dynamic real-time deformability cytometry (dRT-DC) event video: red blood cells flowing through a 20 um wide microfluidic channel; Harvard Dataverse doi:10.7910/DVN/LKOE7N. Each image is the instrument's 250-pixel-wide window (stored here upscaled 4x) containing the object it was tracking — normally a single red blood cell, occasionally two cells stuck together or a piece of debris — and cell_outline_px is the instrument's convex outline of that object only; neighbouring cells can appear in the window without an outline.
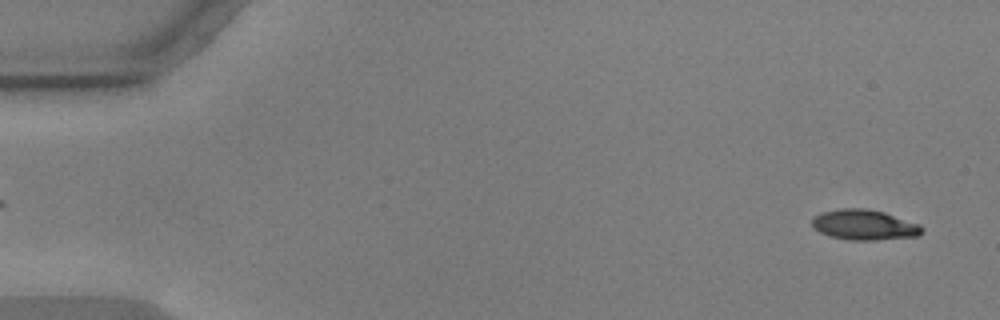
{"species": "common noctule bat (a hibernating species)", "species_latin": "Nyctalus noctula", "temperature_condition": "warm", "stored_images_in_passage": 56, "segment_of_instrument_passage": [1, 2], "camera_frame_rate_fps": 3000, "um_per_image_px": 0.085, "animal": {"sex": "male", "body_mass_g": 17.9, "forearm_length_mm": 54.2}, "frame": {"image": 1, "passage_image": 2, "time_ms": 0.333, "image_size_px": [1000, 320], "cell_outline_px": [[924, 232], [916, 236], [876, 240], [848, 240], [828, 236], [812, 228], [812, 220], [820, 212], [840, 208], [864, 208], [884, 212], [920, 224], [924, 228]], "centroid_in_image_um": [73.45, 19.11], "position_along_channel_um": 11.5, "area_um2": 19.59}}
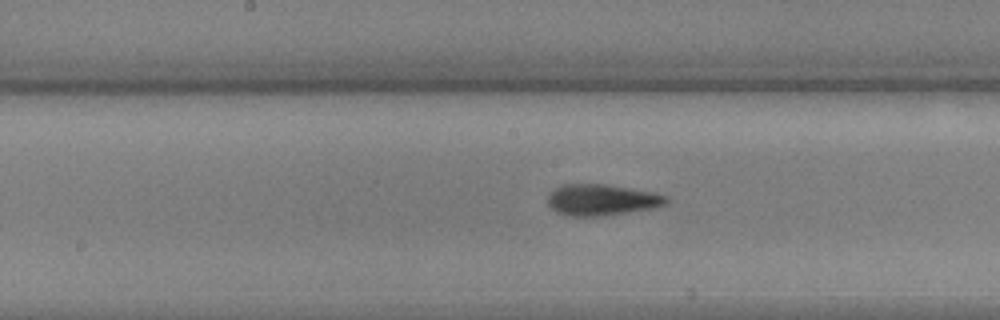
{"frame": {"image": 2, "passage_image": 28, "time_ms": 9.0, "image_size_px": [1000, 320], "cell_outline_px": [[668, 200], [664, 204], [656, 208], [604, 216], [568, 216], [556, 212], [548, 204], [548, 192], [560, 184], [604, 184], [656, 192], [664, 196]], "centroid_in_image_um": [51.11, 16.99], "position_along_channel_um": 197.1, "area_um2": 21.79}}
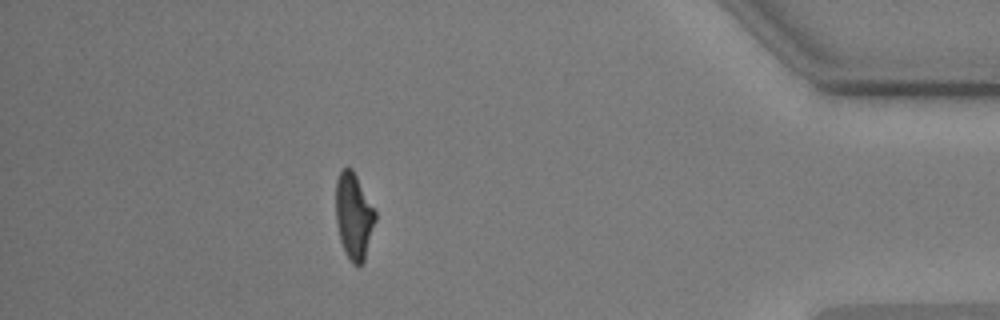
{"frame": {"image": 3, "passage_image": 49, "time_ms": 16.0, "image_size_px": [1000, 320], "cell_outline_px": [[376, 220], [364, 260], [360, 264], [352, 264], [344, 252], [340, 240], [336, 224], [336, 180], [340, 172], [344, 168], [352, 168], [376, 212]], "centroid_in_image_um": [30.06, 18.37], "position_along_channel_um": 405.1, "area_um2": 19.71}}